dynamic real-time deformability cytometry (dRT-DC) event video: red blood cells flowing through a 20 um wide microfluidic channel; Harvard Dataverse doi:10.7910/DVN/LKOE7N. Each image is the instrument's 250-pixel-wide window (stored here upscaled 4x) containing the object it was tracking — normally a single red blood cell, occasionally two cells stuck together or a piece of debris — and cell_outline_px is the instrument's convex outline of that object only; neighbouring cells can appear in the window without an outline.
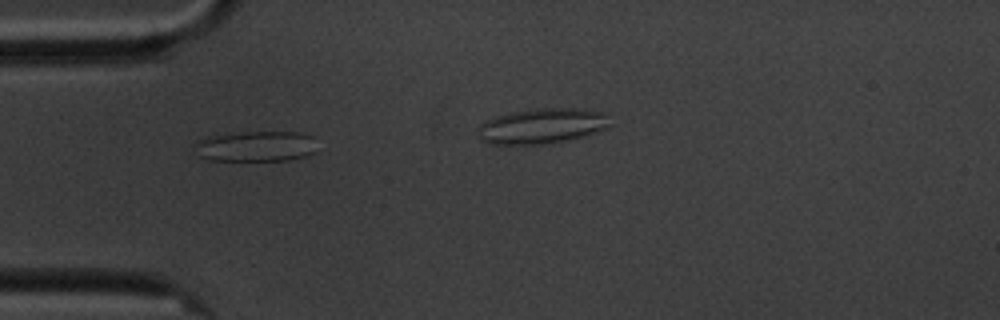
{"species": "common noctule bat (a hibernating species)", "species_latin": "Nyctalus noctula", "temperature_condition": "cold", "stored_images_in_passage": 6, "camera_frame_rate_fps": 3000, "um_per_image_px": 0.085, "animal": {"sex": "male", "body_mass_g": 20.1, "forearm_length_mm": 53.5}, "frame": {"image": 1, "passage_image": 4, "time_ms": 3.333, "image_size_px": [1000, 320], "cell_outline_px": [[316, 152], [308, 156], [288, 160], [208, 160], [200, 156], [196, 144], [196, 140], [204, 136], [244, 132], [300, 132], [312, 136]], "centroid_in_image_um": [21.77, 12.43], "position_along_channel_um": 63.2, "area_um2": 21.79}}